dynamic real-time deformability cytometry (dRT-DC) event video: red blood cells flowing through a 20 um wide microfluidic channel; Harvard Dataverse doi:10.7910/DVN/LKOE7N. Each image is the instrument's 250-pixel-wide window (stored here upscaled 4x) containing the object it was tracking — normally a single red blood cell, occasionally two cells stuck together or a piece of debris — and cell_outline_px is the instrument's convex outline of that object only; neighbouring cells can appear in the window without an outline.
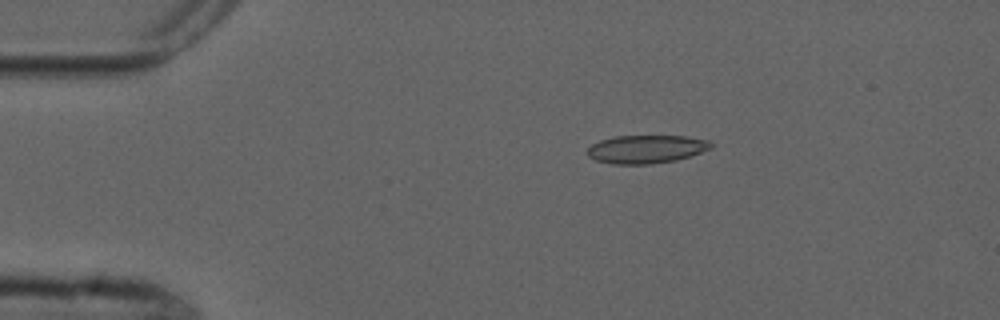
{"species": "common noctule bat (a hibernating species)", "species_latin": "Nyctalus noctula", "temperature_condition": "cold", "stored_images_in_passage": 8, "camera_frame_rate_fps": 3000, "um_per_image_px": 0.085, "animal": {"sex": "male", "forearm_length_mm": 52.5}, "frame": {"image": 1, "passage_image": 3, "time_ms": 2.333, "image_size_px": [1000, 320], "cell_outline_px": [[712, 148], [676, 160], [648, 164], [612, 164], [596, 160], [588, 156], [588, 148], [592, 144], [600, 140], [616, 136], [688, 136], [708, 140], [712, 144]], "centroid_in_image_um": [54.92, 12.67], "position_along_channel_um": 30.1, "area_um2": 20.17}}
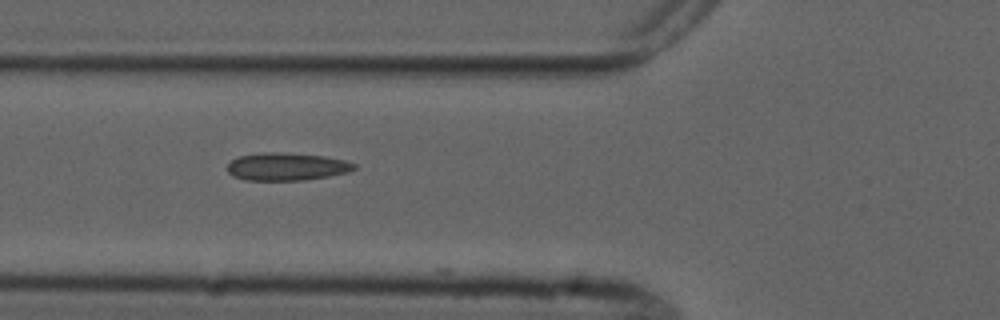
{"frame": {"image": 2, "passage_image": 6, "time_ms": 5.667, "image_size_px": [1000, 320], "cell_outline_px": [[356, 168], [348, 172], [328, 176], [304, 180], [244, 180], [232, 176], [228, 172], [228, 164], [232, 160], [240, 156], [264, 152], [272, 152], [324, 156], [344, 160], [356, 164]], "centroid_in_image_um": [24.35, 14.17], "position_along_channel_um": 101.4, "area_um2": 20.29}}
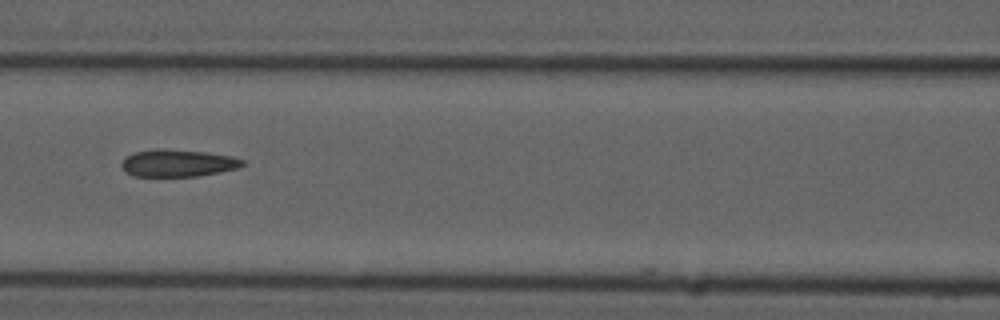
{"frame": {"image": 3, "passage_image": 7, "time_ms": 7.0, "image_size_px": [1000, 320], "cell_outline_px": [[244, 164], [236, 168], [220, 172], [196, 176], [136, 176], [124, 172], [120, 164], [128, 156], [136, 152], [156, 148], [204, 152], [232, 156], [244, 160]], "centroid_in_image_um": [15.1, 13.86], "position_along_channel_um": 151.5, "area_um2": 18.96}}